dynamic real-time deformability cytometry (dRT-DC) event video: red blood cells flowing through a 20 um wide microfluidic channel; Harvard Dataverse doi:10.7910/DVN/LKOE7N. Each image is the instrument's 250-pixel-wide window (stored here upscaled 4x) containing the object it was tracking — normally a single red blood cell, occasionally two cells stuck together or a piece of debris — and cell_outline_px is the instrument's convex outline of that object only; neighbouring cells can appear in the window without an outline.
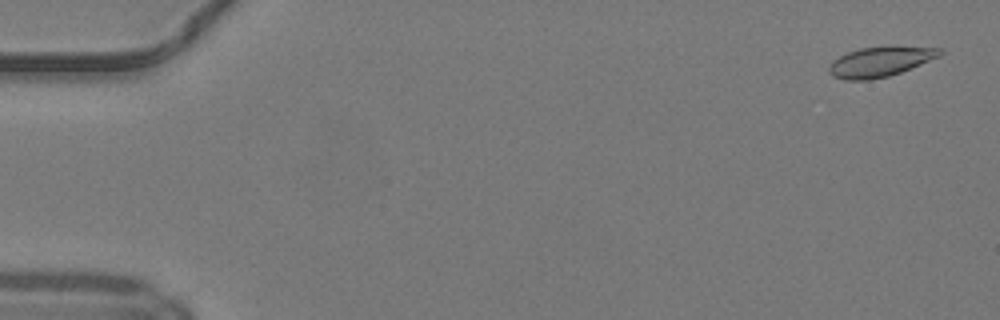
{"species": "common noctule bat (a hibernating species)", "species_latin": "Nyctalus noctula", "temperature_condition": "warm", "stored_images_in_passage": 50, "camera_frame_rate_fps": 3000, "um_per_image_px": 0.085, "animal": {"sex": "male", "body_mass_g": 19.2, "forearm_length_mm": 51.8}, "frame": {"image": 1, "passage_image": 2, "time_ms": 0.333, "image_size_px": [1000, 320], "cell_outline_px": [[944, 52], [940, 56], [900, 72], [888, 76], [872, 80], [844, 80], [832, 76], [828, 72], [828, 68], [832, 60], [848, 52], [860, 48], [940, 48]], "centroid_in_image_um": [74.73, 5.29], "position_along_channel_um": 10.3, "area_um2": 18.73}}
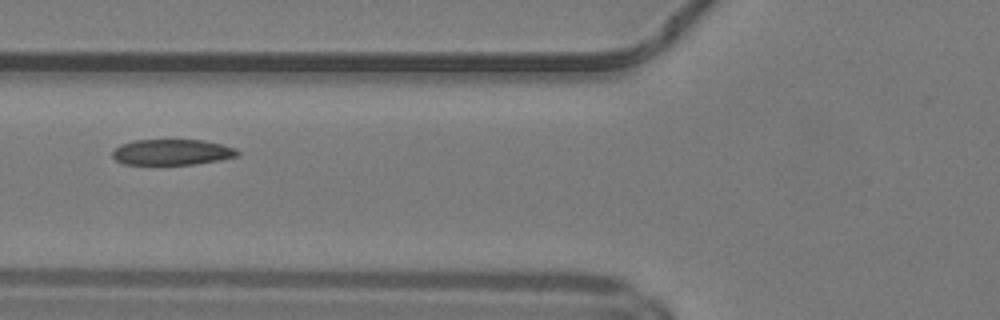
{"frame": {"image": 2, "passage_image": 20, "time_ms": 6.333, "image_size_px": [1000, 320], "cell_outline_px": [[240, 156], [220, 160], [196, 164], [124, 164], [116, 160], [112, 156], [112, 152], [120, 144], [132, 140], [204, 140], [236, 148], [240, 152]], "centroid_in_image_um": [14.65, 12.93], "position_along_channel_um": 111.2, "area_um2": 18.84}}
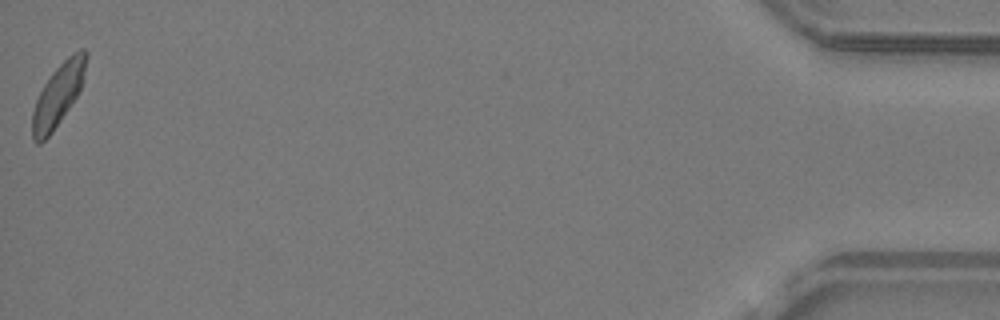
{"frame": {"image": 3, "passage_image": 50, "time_ms": 16.333, "image_size_px": [1000, 320], "cell_outline_px": [[88, 56], [84, 80], [80, 92], [52, 132], [40, 144], [36, 144], [32, 140], [32, 112], [36, 100], [44, 84], [52, 72], [72, 52], [80, 48], [84, 48], [88, 52]], "centroid_in_image_um": [4.97, 8.03], "position_along_channel_um": 430.2, "area_um2": 19.77}, "authors_computed_cell_mechanics": {"area_um2": 19.5942, "velocity_mm_per_s": 4.1756, "shape_relaxation_time_tau1_ms": 6.0806, "shape_relaxation_time_tau2_ms": 2.2948, "deformation_change_tau1": 0.1313, "deformation_change_tau2": 0.0717}}